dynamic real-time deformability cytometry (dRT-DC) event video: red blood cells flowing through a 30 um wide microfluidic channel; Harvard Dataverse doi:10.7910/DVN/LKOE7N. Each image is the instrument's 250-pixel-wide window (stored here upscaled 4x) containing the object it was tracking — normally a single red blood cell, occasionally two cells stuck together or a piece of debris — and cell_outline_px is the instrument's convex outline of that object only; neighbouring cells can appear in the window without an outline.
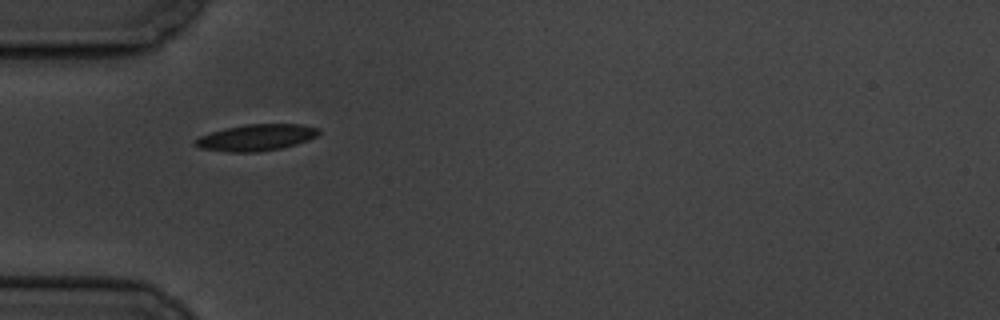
{"species": "common noctule bat (a hibernating species)", "species_latin": "Nyctalus noctula", "temperature_condition": "cold", "stored_images_in_passage": 7, "camera_frame_rate_fps": 3000, "um_per_image_px": 0.085, "animal": {"sex": "male", "body_mass_g": 19.5, "forearm_length_mm": 54.6}, "frame": {"image": 1, "passage_image": 6, "time_ms": 6.0, "image_size_px": [1000, 320], "cell_outline_px": [[320, 132], [316, 136], [308, 140], [296, 144], [280, 148], [256, 152], [228, 152], [200, 148], [192, 144], [192, 140], [200, 136], [224, 128], [244, 124], [304, 124], [320, 128]], "centroid_in_image_um": [21.76, 11.68], "position_along_channel_um": 63.2, "area_um2": 19.19}}
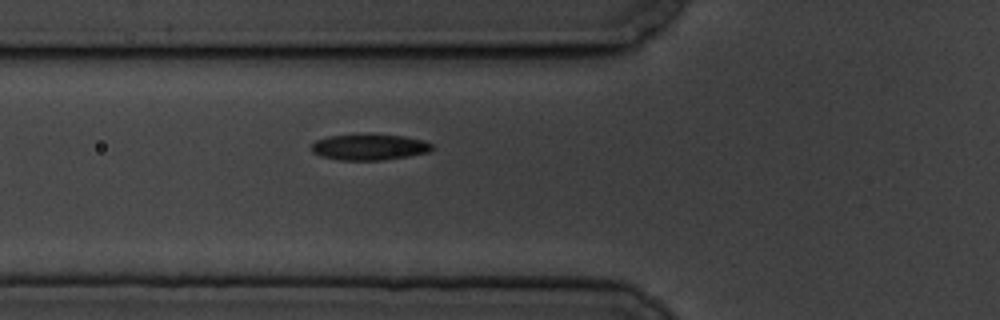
{"frame": {"image": 2, "passage_image": 7, "time_ms": 7.0, "image_size_px": [1000, 320], "cell_outline_px": [[432, 148], [428, 152], [408, 156], [380, 160], [340, 160], [320, 156], [312, 152], [312, 144], [316, 140], [328, 136], [368, 132], [404, 136], [424, 140], [432, 144]], "centroid_in_image_um": [31.37, 12.47], "position_along_channel_um": 94.4, "area_um2": 18.73}}